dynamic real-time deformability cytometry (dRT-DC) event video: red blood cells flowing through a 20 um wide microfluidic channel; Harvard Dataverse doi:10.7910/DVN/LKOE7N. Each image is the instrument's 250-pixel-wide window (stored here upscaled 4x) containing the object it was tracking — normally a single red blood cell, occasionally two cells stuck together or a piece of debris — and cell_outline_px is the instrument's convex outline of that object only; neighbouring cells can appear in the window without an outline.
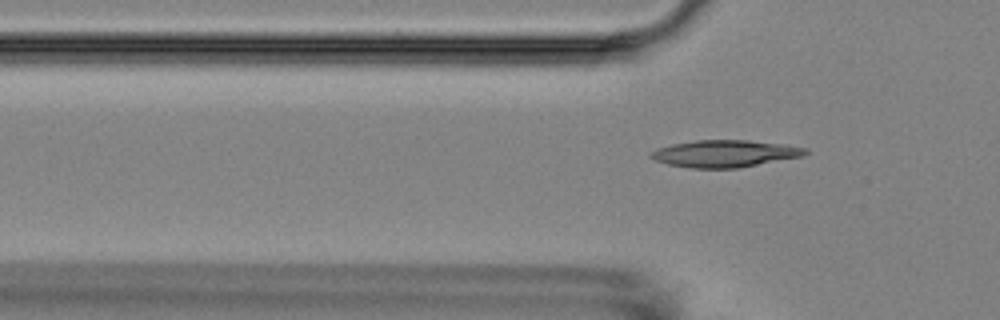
{"species": "Egyptian fruit bat (a non-hibernating species)", "species_latin": "Rousettus aegyptiacus", "temperature_condition": "room temperature", "stored_images_in_passage": 7, "segment_of_instrument_passage": [2, 2], "camera_frame_rate_fps": 3000, "um_per_image_px": 0.085, "animal": {"sex": "female"}, "frame": {"image": 1, "passage_image": 7, "time_ms": 7.0, "image_size_px": [1000, 320], "cell_outline_px": [[808, 152], [800, 156], [736, 168], [692, 168], [668, 164], [656, 160], [648, 156], [656, 148], [672, 144], [696, 140], [748, 140], [780, 144], [808, 148]], "centroid_in_image_um": [61.55, 13.05], "position_along_channel_um": 64.2, "area_um2": 23.93}}